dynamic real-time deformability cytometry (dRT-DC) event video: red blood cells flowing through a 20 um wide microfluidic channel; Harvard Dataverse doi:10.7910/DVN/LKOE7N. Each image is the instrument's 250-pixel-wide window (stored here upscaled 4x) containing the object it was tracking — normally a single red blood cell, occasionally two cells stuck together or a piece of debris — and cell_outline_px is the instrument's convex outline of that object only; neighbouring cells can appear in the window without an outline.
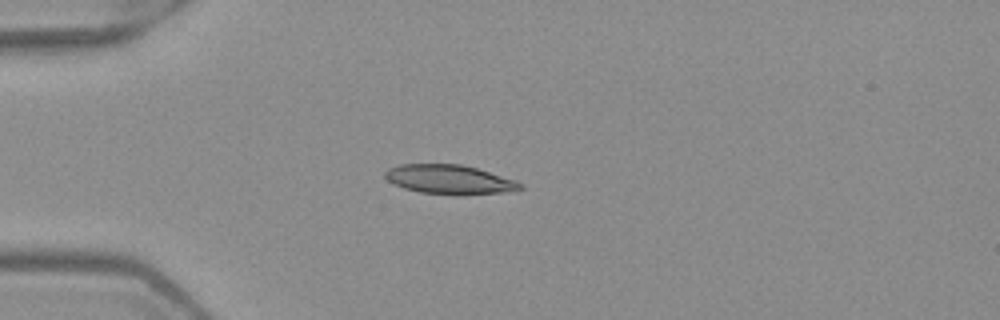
{"species": "Egyptian fruit bat (a non-hibernating species)", "species_latin": "Rousettus aegyptiacus", "temperature_condition": "warm", "stored_images_in_passage": 5, "camera_frame_rate_fps": 3000, "um_per_image_px": 0.085, "frame": {"image": 1, "passage_image": 3, "time_ms": 0.667, "image_size_px": [1000, 320], "cell_outline_px": [[524, 188], [504, 192], [420, 192], [404, 188], [388, 180], [384, 176], [384, 172], [388, 168], [400, 164], [460, 164], [476, 168], [516, 180], [524, 184]], "centroid_in_image_um": [38.17, 15.2], "position_along_channel_um": 46.8, "area_um2": 21.96}}
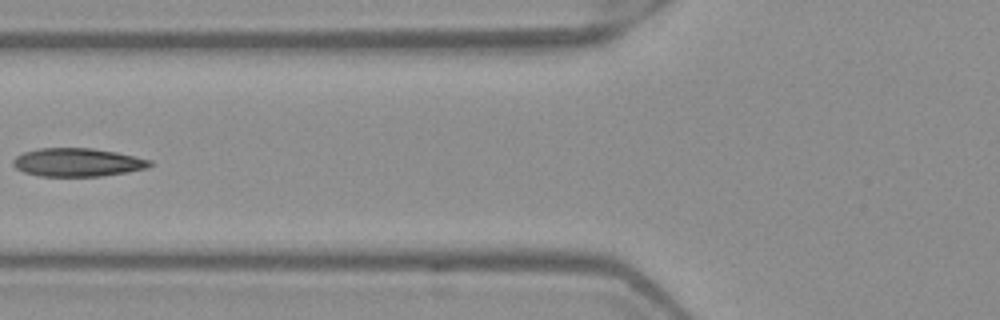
{"frame": {"image": 2, "passage_image": 5, "time_ms": 1.333, "image_size_px": [1000, 320], "cell_outline_px": [[152, 164], [148, 168], [128, 172], [100, 176], [40, 176], [24, 172], [16, 168], [12, 164], [12, 160], [16, 156], [24, 152], [40, 148], [92, 148], [116, 152], [152, 160]], "centroid_in_image_um": [6.59, 13.8], "position_along_channel_um": 119.2, "area_um2": 22.6}}